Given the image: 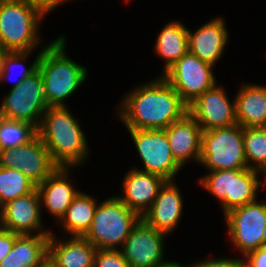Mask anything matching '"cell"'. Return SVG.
<instances>
[{"mask_svg":"<svg viewBox=\"0 0 266 267\" xmlns=\"http://www.w3.org/2000/svg\"><path fill=\"white\" fill-rule=\"evenodd\" d=\"M129 92L118 110L127 129L164 130L188 113V105L161 75Z\"/></svg>","mask_w":266,"mask_h":267,"instance_id":"obj_1","label":"cell"},{"mask_svg":"<svg viewBox=\"0 0 266 267\" xmlns=\"http://www.w3.org/2000/svg\"><path fill=\"white\" fill-rule=\"evenodd\" d=\"M67 106L48 107L37 129L53 162L58 167L73 168L89 155L86 136Z\"/></svg>","mask_w":266,"mask_h":267,"instance_id":"obj_2","label":"cell"},{"mask_svg":"<svg viewBox=\"0 0 266 267\" xmlns=\"http://www.w3.org/2000/svg\"><path fill=\"white\" fill-rule=\"evenodd\" d=\"M65 39L61 35L41 49L38 70L48 107L65 106V99L79 89L88 76L85 67L67 57Z\"/></svg>","mask_w":266,"mask_h":267,"instance_id":"obj_3","label":"cell"},{"mask_svg":"<svg viewBox=\"0 0 266 267\" xmlns=\"http://www.w3.org/2000/svg\"><path fill=\"white\" fill-rule=\"evenodd\" d=\"M46 16L33 5L0 0V47L3 52L31 51L40 42L38 28Z\"/></svg>","mask_w":266,"mask_h":267,"instance_id":"obj_4","label":"cell"},{"mask_svg":"<svg viewBox=\"0 0 266 267\" xmlns=\"http://www.w3.org/2000/svg\"><path fill=\"white\" fill-rule=\"evenodd\" d=\"M140 219L117 195L112 196L97 204L91 226L83 238L97 249H118Z\"/></svg>","mask_w":266,"mask_h":267,"instance_id":"obj_5","label":"cell"},{"mask_svg":"<svg viewBox=\"0 0 266 267\" xmlns=\"http://www.w3.org/2000/svg\"><path fill=\"white\" fill-rule=\"evenodd\" d=\"M260 173L250 168L216 170L198 181L201 187L221 202L225 215L234 208L257 201L256 195L262 184L259 179Z\"/></svg>","mask_w":266,"mask_h":267,"instance_id":"obj_6","label":"cell"},{"mask_svg":"<svg viewBox=\"0 0 266 267\" xmlns=\"http://www.w3.org/2000/svg\"><path fill=\"white\" fill-rule=\"evenodd\" d=\"M199 164L208 168L209 172L247 169L243 127L235 124L203 131Z\"/></svg>","mask_w":266,"mask_h":267,"instance_id":"obj_7","label":"cell"},{"mask_svg":"<svg viewBox=\"0 0 266 267\" xmlns=\"http://www.w3.org/2000/svg\"><path fill=\"white\" fill-rule=\"evenodd\" d=\"M232 244L245 257L266 245V203L251 202L224 215Z\"/></svg>","mask_w":266,"mask_h":267,"instance_id":"obj_8","label":"cell"},{"mask_svg":"<svg viewBox=\"0 0 266 267\" xmlns=\"http://www.w3.org/2000/svg\"><path fill=\"white\" fill-rule=\"evenodd\" d=\"M48 104L40 71L28 76L0 104V116L33 124L37 129Z\"/></svg>","mask_w":266,"mask_h":267,"instance_id":"obj_9","label":"cell"},{"mask_svg":"<svg viewBox=\"0 0 266 267\" xmlns=\"http://www.w3.org/2000/svg\"><path fill=\"white\" fill-rule=\"evenodd\" d=\"M144 170L173 181L182 166L174 159L165 130L128 129Z\"/></svg>","mask_w":266,"mask_h":267,"instance_id":"obj_10","label":"cell"},{"mask_svg":"<svg viewBox=\"0 0 266 267\" xmlns=\"http://www.w3.org/2000/svg\"><path fill=\"white\" fill-rule=\"evenodd\" d=\"M213 67L188 51L162 77L189 105L198 96L217 84L212 72Z\"/></svg>","mask_w":266,"mask_h":267,"instance_id":"obj_11","label":"cell"},{"mask_svg":"<svg viewBox=\"0 0 266 267\" xmlns=\"http://www.w3.org/2000/svg\"><path fill=\"white\" fill-rule=\"evenodd\" d=\"M0 166L20 170L36 186L58 168L38 134L28 143L16 148L2 149Z\"/></svg>","mask_w":266,"mask_h":267,"instance_id":"obj_12","label":"cell"},{"mask_svg":"<svg viewBox=\"0 0 266 267\" xmlns=\"http://www.w3.org/2000/svg\"><path fill=\"white\" fill-rule=\"evenodd\" d=\"M168 235L154 229L142 218L132 228L120 251L131 267H158L164 261V240Z\"/></svg>","mask_w":266,"mask_h":267,"instance_id":"obj_13","label":"cell"},{"mask_svg":"<svg viewBox=\"0 0 266 267\" xmlns=\"http://www.w3.org/2000/svg\"><path fill=\"white\" fill-rule=\"evenodd\" d=\"M188 113L203 131L237 124L235 100L231 103L223 87L217 84L190 103Z\"/></svg>","mask_w":266,"mask_h":267,"instance_id":"obj_14","label":"cell"},{"mask_svg":"<svg viewBox=\"0 0 266 267\" xmlns=\"http://www.w3.org/2000/svg\"><path fill=\"white\" fill-rule=\"evenodd\" d=\"M41 208L37 189L17 197L3 205L0 227L18 235H32L34 231L37 232L35 234H51L50 231L41 229Z\"/></svg>","mask_w":266,"mask_h":267,"instance_id":"obj_15","label":"cell"},{"mask_svg":"<svg viewBox=\"0 0 266 267\" xmlns=\"http://www.w3.org/2000/svg\"><path fill=\"white\" fill-rule=\"evenodd\" d=\"M167 180L156 174L132 168L123 180V193L117 196L130 210L141 218L150 209L157 193Z\"/></svg>","mask_w":266,"mask_h":267,"instance_id":"obj_16","label":"cell"},{"mask_svg":"<svg viewBox=\"0 0 266 267\" xmlns=\"http://www.w3.org/2000/svg\"><path fill=\"white\" fill-rule=\"evenodd\" d=\"M228 34L225 21L220 17L209 20L195 32L188 29L189 52L200 60L215 66L227 46Z\"/></svg>","mask_w":266,"mask_h":267,"instance_id":"obj_17","label":"cell"},{"mask_svg":"<svg viewBox=\"0 0 266 267\" xmlns=\"http://www.w3.org/2000/svg\"><path fill=\"white\" fill-rule=\"evenodd\" d=\"M164 130L172 155L182 167L191 158L199 163L203 130L189 113Z\"/></svg>","mask_w":266,"mask_h":267,"instance_id":"obj_18","label":"cell"},{"mask_svg":"<svg viewBox=\"0 0 266 267\" xmlns=\"http://www.w3.org/2000/svg\"><path fill=\"white\" fill-rule=\"evenodd\" d=\"M174 181H167L142 219L154 229L170 234L183 214V198Z\"/></svg>","mask_w":266,"mask_h":267,"instance_id":"obj_19","label":"cell"},{"mask_svg":"<svg viewBox=\"0 0 266 267\" xmlns=\"http://www.w3.org/2000/svg\"><path fill=\"white\" fill-rule=\"evenodd\" d=\"M69 174L70 168L58 167L41 184L36 186L41 206L43 205L50 215L56 217V220L59 221L80 192L75 187L73 188Z\"/></svg>","mask_w":266,"mask_h":267,"instance_id":"obj_20","label":"cell"},{"mask_svg":"<svg viewBox=\"0 0 266 267\" xmlns=\"http://www.w3.org/2000/svg\"><path fill=\"white\" fill-rule=\"evenodd\" d=\"M49 237L48 261L53 267H94L97 248L83 237L58 240Z\"/></svg>","mask_w":266,"mask_h":267,"instance_id":"obj_21","label":"cell"},{"mask_svg":"<svg viewBox=\"0 0 266 267\" xmlns=\"http://www.w3.org/2000/svg\"><path fill=\"white\" fill-rule=\"evenodd\" d=\"M50 234L19 235L0 267H42L48 262Z\"/></svg>","mask_w":266,"mask_h":267,"instance_id":"obj_22","label":"cell"},{"mask_svg":"<svg viewBox=\"0 0 266 267\" xmlns=\"http://www.w3.org/2000/svg\"><path fill=\"white\" fill-rule=\"evenodd\" d=\"M235 100V116L241 127H266V86L242 84Z\"/></svg>","mask_w":266,"mask_h":267,"instance_id":"obj_23","label":"cell"},{"mask_svg":"<svg viewBox=\"0 0 266 267\" xmlns=\"http://www.w3.org/2000/svg\"><path fill=\"white\" fill-rule=\"evenodd\" d=\"M154 46L155 53L165 60L164 74L189 51L188 28L180 21L168 22L158 34Z\"/></svg>","mask_w":266,"mask_h":267,"instance_id":"obj_24","label":"cell"},{"mask_svg":"<svg viewBox=\"0 0 266 267\" xmlns=\"http://www.w3.org/2000/svg\"><path fill=\"white\" fill-rule=\"evenodd\" d=\"M97 200L93 196L79 192L59 221L64 230L71 234V237H83L89 230Z\"/></svg>","mask_w":266,"mask_h":267,"instance_id":"obj_25","label":"cell"},{"mask_svg":"<svg viewBox=\"0 0 266 267\" xmlns=\"http://www.w3.org/2000/svg\"><path fill=\"white\" fill-rule=\"evenodd\" d=\"M244 153L248 168L261 172L266 179V127L243 128ZM263 172V173H262Z\"/></svg>","mask_w":266,"mask_h":267,"instance_id":"obj_26","label":"cell"},{"mask_svg":"<svg viewBox=\"0 0 266 267\" xmlns=\"http://www.w3.org/2000/svg\"><path fill=\"white\" fill-rule=\"evenodd\" d=\"M36 185L20 170L0 166V202L2 206L9 201L32 193Z\"/></svg>","mask_w":266,"mask_h":267,"instance_id":"obj_27","label":"cell"},{"mask_svg":"<svg viewBox=\"0 0 266 267\" xmlns=\"http://www.w3.org/2000/svg\"><path fill=\"white\" fill-rule=\"evenodd\" d=\"M38 134L37 128L28 122L0 116V148H16L31 141Z\"/></svg>","mask_w":266,"mask_h":267,"instance_id":"obj_28","label":"cell"},{"mask_svg":"<svg viewBox=\"0 0 266 267\" xmlns=\"http://www.w3.org/2000/svg\"><path fill=\"white\" fill-rule=\"evenodd\" d=\"M31 52L32 51L3 52L0 56V83L3 80L4 81L7 80L8 79L7 76H10L9 72L19 64L20 67L23 66V68L22 69L20 68L21 71L19 72L21 73L20 74L18 73L19 75L15 80V83H13L11 89L18 87L23 82V80H25L28 76L36 72L38 70L41 51L36 56V59L34 60V62H32L29 68H26L23 65V63L26 62V59L27 57H29Z\"/></svg>","mask_w":266,"mask_h":267,"instance_id":"obj_29","label":"cell"},{"mask_svg":"<svg viewBox=\"0 0 266 267\" xmlns=\"http://www.w3.org/2000/svg\"><path fill=\"white\" fill-rule=\"evenodd\" d=\"M94 267H131L119 249H97Z\"/></svg>","mask_w":266,"mask_h":267,"instance_id":"obj_30","label":"cell"},{"mask_svg":"<svg viewBox=\"0 0 266 267\" xmlns=\"http://www.w3.org/2000/svg\"><path fill=\"white\" fill-rule=\"evenodd\" d=\"M188 267H244V260L236 258H213L195 262Z\"/></svg>","mask_w":266,"mask_h":267,"instance_id":"obj_31","label":"cell"},{"mask_svg":"<svg viewBox=\"0 0 266 267\" xmlns=\"http://www.w3.org/2000/svg\"><path fill=\"white\" fill-rule=\"evenodd\" d=\"M244 267H266V245L245 256Z\"/></svg>","mask_w":266,"mask_h":267,"instance_id":"obj_32","label":"cell"},{"mask_svg":"<svg viewBox=\"0 0 266 267\" xmlns=\"http://www.w3.org/2000/svg\"><path fill=\"white\" fill-rule=\"evenodd\" d=\"M19 235L0 227V262L11 251L15 239Z\"/></svg>","mask_w":266,"mask_h":267,"instance_id":"obj_33","label":"cell"},{"mask_svg":"<svg viewBox=\"0 0 266 267\" xmlns=\"http://www.w3.org/2000/svg\"><path fill=\"white\" fill-rule=\"evenodd\" d=\"M26 4H30L41 10L44 14H48V12L55 9L59 4H61V0H16Z\"/></svg>","mask_w":266,"mask_h":267,"instance_id":"obj_34","label":"cell"},{"mask_svg":"<svg viewBox=\"0 0 266 267\" xmlns=\"http://www.w3.org/2000/svg\"><path fill=\"white\" fill-rule=\"evenodd\" d=\"M158 267H184V265L182 266V264L178 263L177 261L176 262L168 261L167 263H165L161 266H158ZM185 267H188V265Z\"/></svg>","mask_w":266,"mask_h":267,"instance_id":"obj_35","label":"cell"},{"mask_svg":"<svg viewBox=\"0 0 266 267\" xmlns=\"http://www.w3.org/2000/svg\"><path fill=\"white\" fill-rule=\"evenodd\" d=\"M42 267H53L51 264H50V262L48 261L44 266H42Z\"/></svg>","mask_w":266,"mask_h":267,"instance_id":"obj_36","label":"cell"},{"mask_svg":"<svg viewBox=\"0 0 266 267\" xmlns=\"http://www.w3.org/2000/svg\"><path fill=\"white\" fill-rule=\"evenodd\" d=\"M2 208H3V206H2V203L0 202V215H1V212H2Z\"/></svg>","mask_w":266,"mask_h":267,"instance_id":"obj_37","label":"cell"},{"mask_svg":"<svg viewBox=\"0 0 266 267\" xmlns=\"http://www.w3.org/2000/svg\"><path fill=\"white\" fill-rule=\"evenodd\" d=\"M2 53H3V51H2V49H1V47H0V56H1Z\"/></svg>","mask_w":266,"mask_h":267,"instance_id":"obj_38","label":"cell"}]
</instances>
